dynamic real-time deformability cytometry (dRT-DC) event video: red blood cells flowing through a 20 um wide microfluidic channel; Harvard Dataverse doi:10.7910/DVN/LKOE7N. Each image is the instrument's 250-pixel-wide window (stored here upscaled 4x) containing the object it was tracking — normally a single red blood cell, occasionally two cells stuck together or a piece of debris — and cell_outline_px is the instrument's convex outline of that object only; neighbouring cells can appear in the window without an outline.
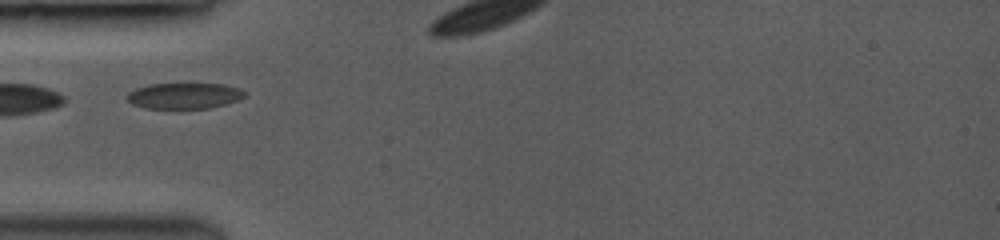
{"species": "common noctule bat (a hibernating species)", "species_latin": "Nyctalus noctula", "temperature_condition": "room temperature", "stored_images_in_passage": 17, "camera_frame_rate_fps": 3500, "um_per_image_px": 0.085, "animal": {"sex": "female", "body_mass_g": 19.0, "forearm_length_mm": 53.3}, "frame": {"image": 1, "passage_image": 1, "time_ms": 0.0, "image_size_px": [1000, 240], "cell_outline_px": [[244, 96], [236, 100], [224, 104], [208, 108], [144, 108], [132, 104], [128, 100], [128, 96], [136, 88], [148, 84], [224, 84], [236, 88], [244, 92]], "centroid_in_image_um": [15.63, 8.14], "position_along_channel_um": 69.4, "area_um2": 17.28}}